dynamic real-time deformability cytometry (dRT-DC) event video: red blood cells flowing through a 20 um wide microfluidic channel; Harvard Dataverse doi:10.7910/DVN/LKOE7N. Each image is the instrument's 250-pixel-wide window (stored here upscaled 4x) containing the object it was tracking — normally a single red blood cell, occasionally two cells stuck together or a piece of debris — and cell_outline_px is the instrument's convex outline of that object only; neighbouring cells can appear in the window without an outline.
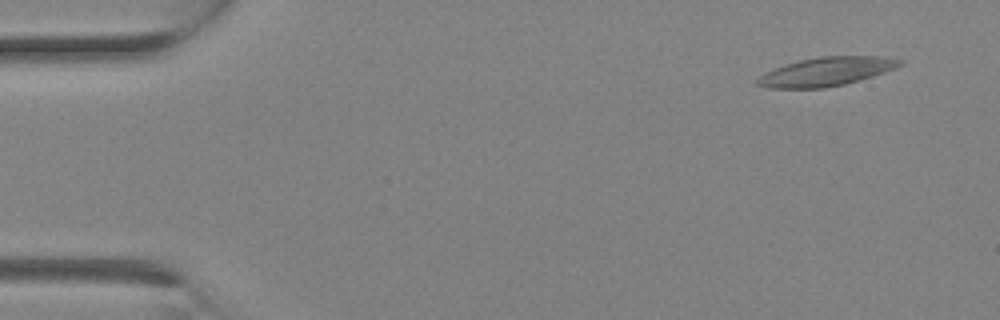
{"species": "Egyptian fruit bat (a non-hibernating species)", "species_latin": "Rousettus aegyptiacus", "temperature_condition": "room temperature", "stored_images_in_passage": 2, "segment_of_instrument_passage": [2, 2], "camera_frame_rate_fps": 3000, "um_per_image_px": 0.085, "animal": {"sex": "female"}, "frame": {"image": 1, "passage_image": 2, "time_ms": 0.333, "image_size_px": [1000, 320], "cell_outline_px": [[904, 64], [896, 68], [872, 76], [844, 84], [824, 88], [764, 88], [756, 84], [756, 80], [760, 76], [784, 64], [800, 60], [820, 56], [888, 56], [904, 60]], "centroid_in_image_um": [70.28, 6.08], "position_along_channel_um": 14.7, "area_um2": 23.87}}